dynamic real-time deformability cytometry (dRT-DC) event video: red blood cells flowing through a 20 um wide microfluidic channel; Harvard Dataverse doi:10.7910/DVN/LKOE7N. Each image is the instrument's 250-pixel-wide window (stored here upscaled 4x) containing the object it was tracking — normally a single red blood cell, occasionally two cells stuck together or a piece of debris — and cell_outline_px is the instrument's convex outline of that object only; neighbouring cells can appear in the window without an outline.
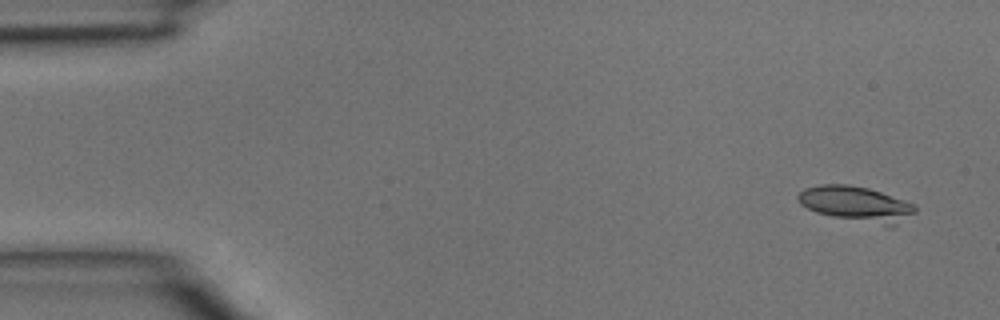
{"species": "common noctule bat (a hibernating species)", "species_latin": "Nyctalus noctula", "temperature_condition": "room temperature", "stored_images_in_passage": 4, "camera_frame_rate_fps": 3000, "um_per_image_px": 0.085, "animal": {"sex": "male", "body_mass_g": 15.6}, "frame": {"image": 1, "passage_image": 1, "time_ms": 0.0, "image_size_px": [1000, 320], "cell_outline_px": [[916, 212], [892, 228], [832, 216], [816, 212], [800, 204], [796, 196], [804, 188], [820, 184], [848, 184], [868, 188], [916, 204]], "centroid_in_image_um": [72.81, 17.35], "position_along_channel_um": 12.2, "area_um2": 24.28}}
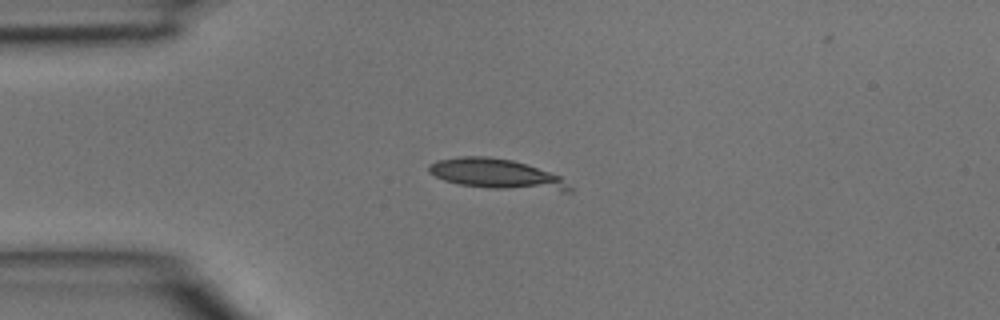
{"frame": {"image": 2, "passage_image": 3, "time_ms": 0.667, "image_size_px": [1000, 320], "cell_outline_px": [[572, 192], [560, 192], [488, 188], [460, 184], [444, 180], [428, 172], [428, 164], [436, 160], [460, 156], [488, 156], [512, 160], [560, 176], [572, 188]], "centroid_in_image_um": [42.21, 14.81], "position_along_channel_um": 42.8, "area_um2": 24.74}}